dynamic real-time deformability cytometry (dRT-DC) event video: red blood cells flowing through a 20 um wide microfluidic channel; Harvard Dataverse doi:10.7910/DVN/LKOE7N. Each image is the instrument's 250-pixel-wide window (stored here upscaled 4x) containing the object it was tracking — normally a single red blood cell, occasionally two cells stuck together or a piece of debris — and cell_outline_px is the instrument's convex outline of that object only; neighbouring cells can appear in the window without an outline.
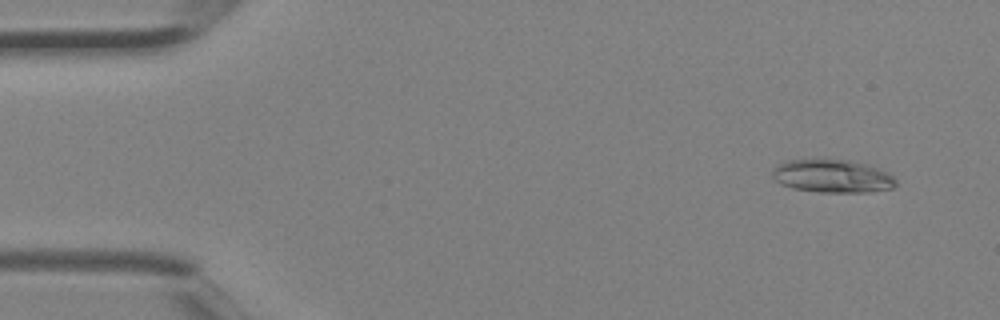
{"species": "Egyptian fruit bat (a non-hibernating species)", "species_latin": "Rousettus aegyptiacus", "temperature_condition": "room temperature", "stored_images_in_passage": 3, "camera_frame_rate_fps": 3000, "um_per_image_px": 0.085, "animal": {"sex": "female"}, "frame": {"image": 1, "passage_image": 1, "time_ms": 0.0, "image_size_px": [1000, 320], "cell_outline_px": [[896, 184], [892, 188], [868, 192], [820, 192], [792, 188], [780, 184], [772, 176], [772, 168], [788, 160], [848, 160], [864, 164], [888, 172], [896, 180]], "centroid_in_image_um": [70.73, 14.98], "position_along_channel_um": 14.3, "area_um2": 23.52}}
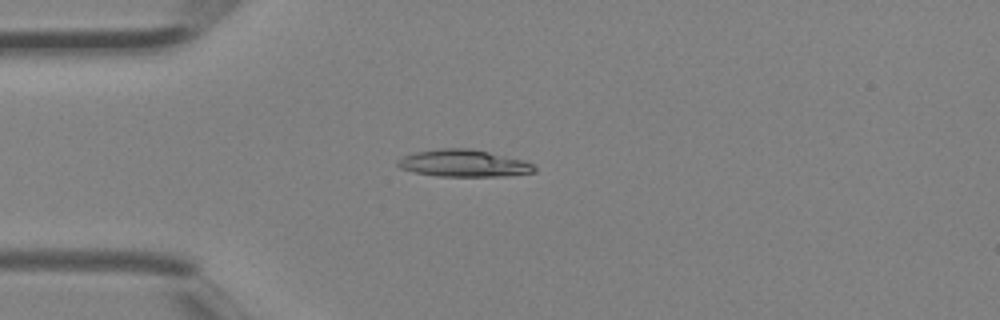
{"frame": {"image": 2, "passage_image": 3, "time_ms": 0.667, "image_size_px": [1000, 320], "cell_outline_px": [[536, 172], [508, 176], [440, 176], [416, 172], [400, 168], [396, 164], [396, 160], [404, 156], [416, 152], [440, 148], [472, 148], [524, 160], [532, 164], [536, 168]], "centroid_in_image_um": [39.43, 13.87], "position_along_channel_um": 45.6, "area_um2": 21.56}}